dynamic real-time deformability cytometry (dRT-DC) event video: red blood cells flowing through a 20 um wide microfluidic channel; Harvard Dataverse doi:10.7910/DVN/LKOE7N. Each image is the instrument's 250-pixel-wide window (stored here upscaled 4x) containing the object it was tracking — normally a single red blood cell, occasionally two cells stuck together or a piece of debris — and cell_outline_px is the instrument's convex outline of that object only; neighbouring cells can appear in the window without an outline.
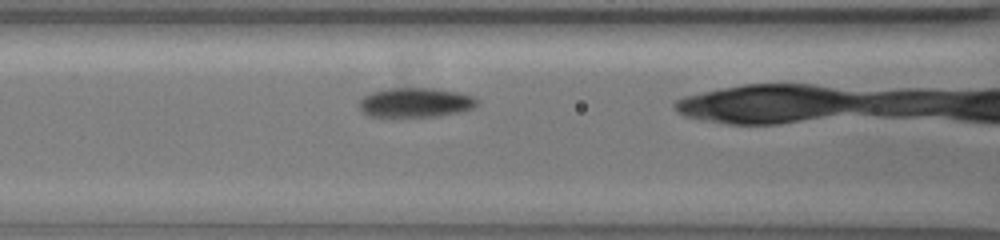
{"species": "common noctule bat (a hibernating species)", "species_latin": "Nyctalus noctula", "temperature_condition": "warm", "stored_images_in_passage": 32, "camera_frame_rate_fps": 3000, "um_per_image_px": 0.085, "animal": {"sex": "female", "body_mass_g": 19.5, "forearm_length_mm": 54.1}, "frame": {"image": 1, "passage_image": 9, "time_ms": 2.667, "image_size_px": [1000, 240], "cell_outline_px": [[480, 100], [476, 108], [464, 112], [440, 116], [388, 120], [368, 116], [360, 108], [360, 100], [364, 96], [372, 92], [384, 88], [432, 88], [456, 92], [472, 96]], "centroid_in_image_um": [35.31, 8.77], "position_along_channel_um": 131.3, "area_um2": 21.44}}
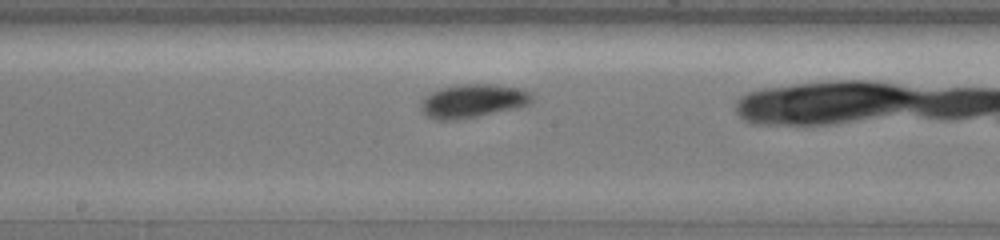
{"frame": {"image": 2, "passage_image": 16, "time_ms": 5.0, "image_size_px": [1000, 240], "cell_outline_px": [[532, 100], [528, 104], [516, 108], [456, 120], [436, 120], [428, 116], [420, 108], [420, 104], [432, 92], [440, 88], [456, 84], [496, 84], [516, 88], [532, 92]], "centroid_in_image_um": [40.19, 8.57], "position_along_channel_um": 208.0, "area_um2": 21.44}}
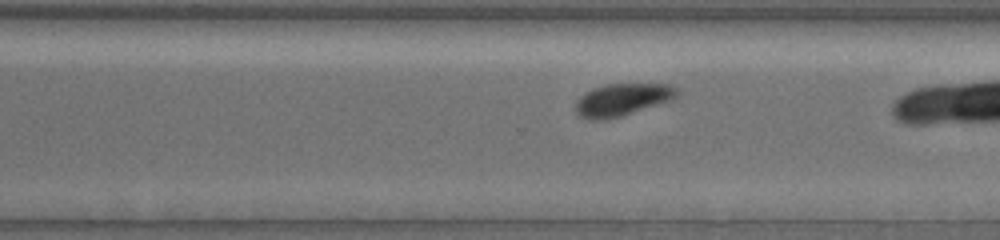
{"frame": {"image": 3, "passage_image": 26, "time_ms": 8.333, "image_size_px": [1000, 240], "cell_outline_px": [[680, 92], [672, 100], [608, 120], [588, 120], [580, 116], [576, 112], [576, 100], [584, 92], [592, 88], [604, 84], [672, 84]], "centroid_in_image_um": [52.87, 8.47], "position_along_channel_um": 317.7, "area_um2": 19.31}}